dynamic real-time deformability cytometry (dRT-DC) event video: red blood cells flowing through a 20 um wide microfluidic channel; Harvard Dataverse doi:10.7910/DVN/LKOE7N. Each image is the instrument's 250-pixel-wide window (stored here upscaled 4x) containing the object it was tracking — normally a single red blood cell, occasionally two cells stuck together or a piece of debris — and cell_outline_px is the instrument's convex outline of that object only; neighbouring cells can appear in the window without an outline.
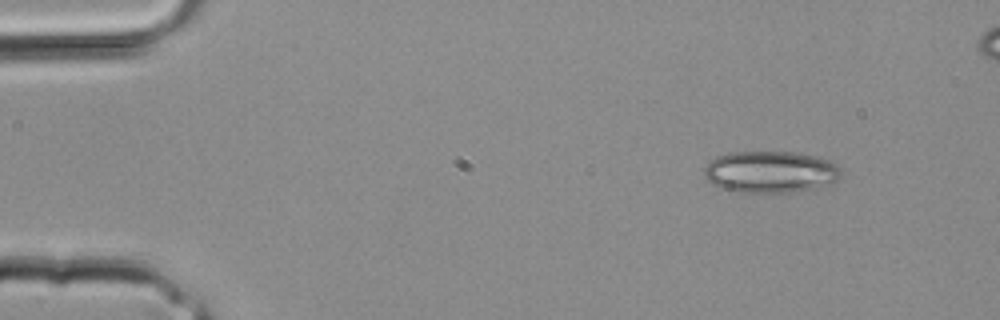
{"species": "common noctule bat (a hibernating species)", "species_latin": "Nyctalus noctula", "temperature_condition": "room temperature", "stored_images_in_passage": 3, "camera_frame_rate_fps": 3000, "um_per_image_px": 0.085, "animal": {"sex": "male", "body_mass_g": 20.4}, "frame": {"image": 1, "passage_image": 1, "time_ms": 0.0, "image_size_px": [1000, 320], "cell_outline_px": [[840, 176], [836, 180], [820, 188], [796, 192], [736, 192], [712, 184], [704, 176], [704, 168], [716, 156], [732, 152], [792, 152], [820, 156], [836, 164], [840, 168]], "centroid_in_image_um": [65.51, 14.61], "position_along_channel_um": 19.5, "area_um2": 33.41}}